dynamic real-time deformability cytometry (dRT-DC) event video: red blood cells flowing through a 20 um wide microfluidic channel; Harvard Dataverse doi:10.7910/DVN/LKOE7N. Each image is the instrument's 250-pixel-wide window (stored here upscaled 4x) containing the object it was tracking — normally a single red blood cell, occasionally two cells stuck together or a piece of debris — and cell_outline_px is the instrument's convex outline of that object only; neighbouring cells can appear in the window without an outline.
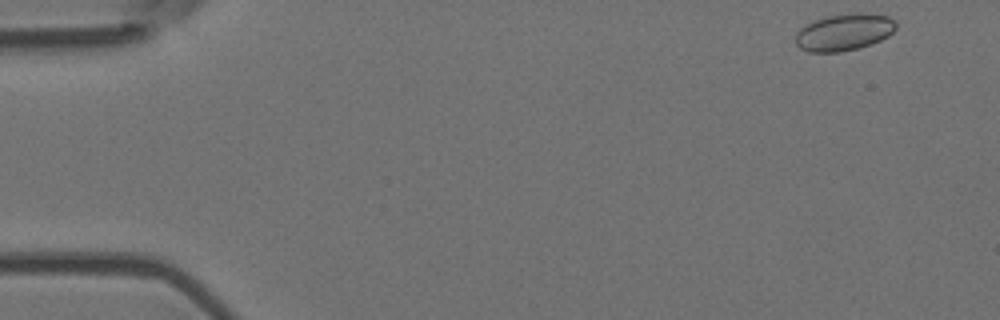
{"species": "Egyptian fruit bat (a non-hibernating species)", "species_latin": "Rousettus aegyptiacus", "temperature_condition": "room temperature", "stored_images_in_passage": 4, "camera_frame_rate_fps": 3000, "um_per_image_px": 0.085, "animal": {"sex": "female"}, "frame": {"image": 1, "passage_image": 1, "time_ms": 0.0, "image_size_px": [1000, 320], "cell_outline_px": [[896, 28], [888, 36], [880, 40], [856, 48], [840, 52], [808, 52], [800, 48], [796, 44], [796, 32], [800, 28], [816, 20], [828, 16], [888, 16], [896, 20]], "centroid_in_image_um": [71.7, 2.79], "position_along_channel_um": 13.3, "area_um2": 20.52}}
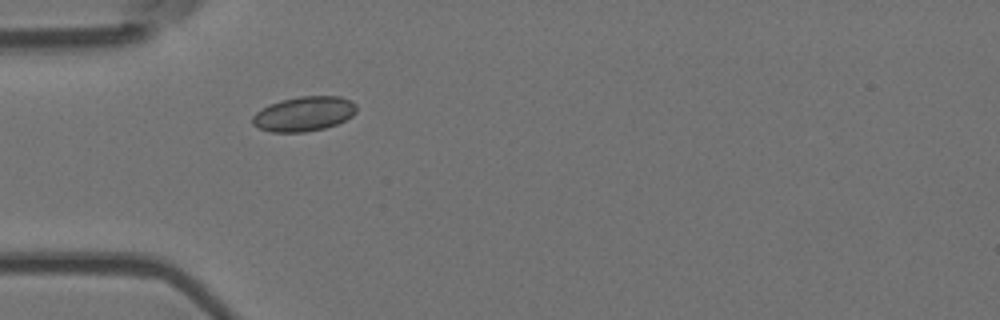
{"frame": {"image": 2, "passage_image": 4, "time_ms": 1.0, "image_size_px": [1000, 320], "cell_outline_px": [[356, 112], [352, 116], [336, 124], [324, 128], [304, 132], [272, 132], [260, 128], [252, 124], [252, 116], [260, 108], [268, 104], [280, 100], [300, 96], [340, 96], [352, 100], [356, 104]], "centroid_in_image_um": [25.82, 9.66], "position_along_channel_um": 59.2, "area_um2": 21.15}}